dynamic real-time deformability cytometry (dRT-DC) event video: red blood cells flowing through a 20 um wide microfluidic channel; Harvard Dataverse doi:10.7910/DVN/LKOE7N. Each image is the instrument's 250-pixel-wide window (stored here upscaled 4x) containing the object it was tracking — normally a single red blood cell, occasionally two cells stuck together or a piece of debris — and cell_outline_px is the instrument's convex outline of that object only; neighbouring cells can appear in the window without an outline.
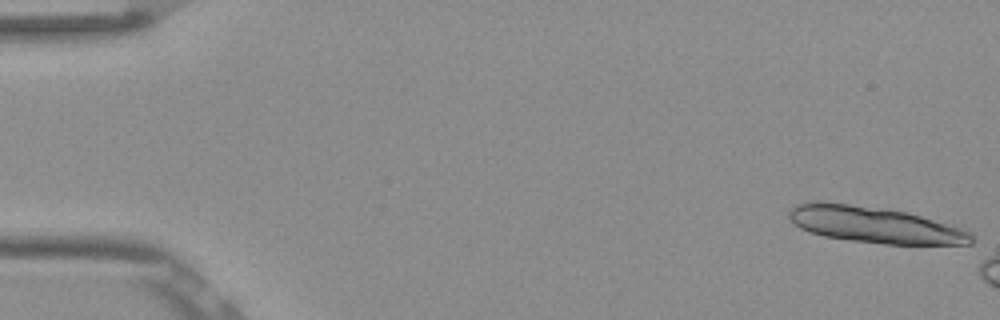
{"species": "Egyptian fruit bat (a non-hibernating species)", "species_latin": "Rousettus aegyptiacus", "temperature_condition": "room temperature", "stored_images_in_passage": 10, "camera_frame_rate_fps": 3000, "um_per_image_px": 0.085, "frame": {"image": 1, "passage_image": 1, "time_ms": 0.0, "image_size_px": [1000, 320], "cell_outline_px": [[976, 240], [972, 244], [884, 244], [852, 240], [824, 236], [800, 228], [788, 216], [788, 212], [796, 204], [812, 200], [816, 200], [848, 204], [908, 212], [960, 228], [972, 232]], "centroid_in_image_um": [74.35, 19.1], "position_along_channel_um": 10.6, "area_um2": 38.26}}